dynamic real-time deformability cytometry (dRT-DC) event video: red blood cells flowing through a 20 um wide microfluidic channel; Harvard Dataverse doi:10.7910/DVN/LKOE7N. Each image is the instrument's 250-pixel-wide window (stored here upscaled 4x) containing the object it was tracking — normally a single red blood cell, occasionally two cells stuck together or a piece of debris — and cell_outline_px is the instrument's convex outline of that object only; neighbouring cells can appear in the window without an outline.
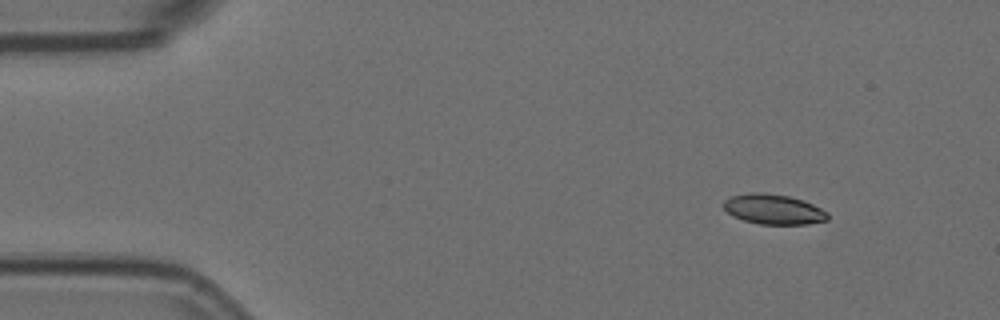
{"species": "Egyptian fruit bat (a non-hibernating species)", "species_latin": "Rousettus aegyptiacus", "temperature_condition": "room temperature", "stored_images_in_passage": 5, "segment_of_instrument_passage": [1, 2], "camera_frame_rate_fps": 3000, "um_per_image_px": 0.085, "animal": {"sex": "female"}, "frame": {"image": 1, "passage_image": 1, "time_ms": 0.0, "image_size_px": [1000, 320], "cell_outline_px": [[828, 220], [808, 224], [760, 224], [744, 220], [732, 216], [724, 208], [724, 200], [732, 196], [748, 192], [764, 192], [788, 196], [804, 200], [828, 212]], "centroid_in_image_um": [65.75, 17.78], "position_along_channel_um": 19.2, "area_um2": 18.26}}